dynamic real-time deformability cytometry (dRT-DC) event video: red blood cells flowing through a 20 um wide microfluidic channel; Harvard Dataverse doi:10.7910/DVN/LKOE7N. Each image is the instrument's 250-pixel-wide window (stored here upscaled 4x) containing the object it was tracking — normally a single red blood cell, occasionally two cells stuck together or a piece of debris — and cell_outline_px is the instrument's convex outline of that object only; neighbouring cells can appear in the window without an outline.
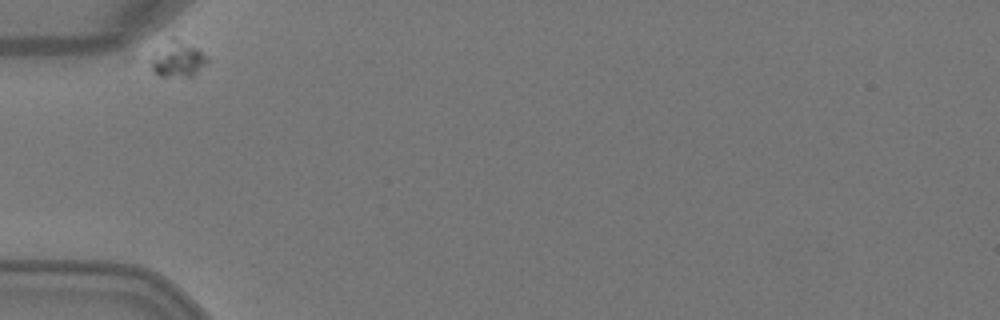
{"species": "Egyptian fruit bat (a non-hibernating species)", "species_latin": "Rousettus aegyptiacus", "temperature_condition": "warm", "stored_images_in_passage": 5, "camera_frame_rate_fps": 3000, "um_per_image_px": 0.085, "animal": {"sex": "female"}, "frame": {"image": 1, "passage_image": 1, "time_ms": 0.0, "image_size_px": [1000, 320], "cell_outline_px": [[208, 60], [192, 76], [160, 76], [152, 68], [152, 60], [172, 36], [196, 48], [208, 56]], "centroid_in_image_um": [15.16, 5.04], "position_along_channel_um": 69.8, "area_um2": 10.87}}
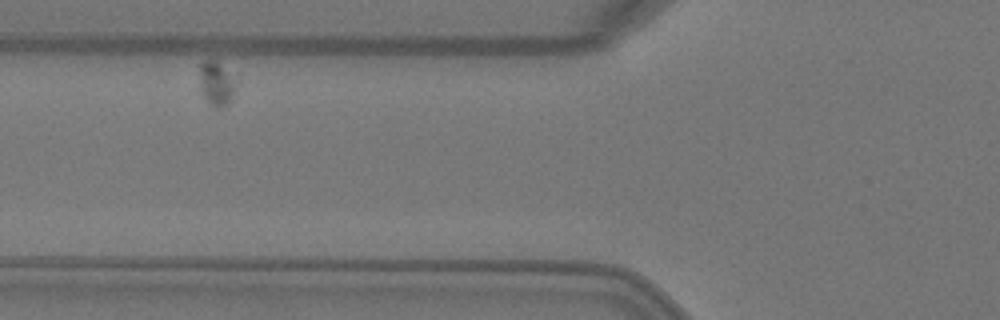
{"frame": {"image": 2, "passage_image": 2, "time_ms": 0.333, "image_size_px": [1000, 320], "cell_outline_px": [[240, 80], [236, 88], [228, 100], [224, 104], [216, 108], [204, 96], [200, 88], [200, 64], [204, 60], [216, 56], [240, 76]], "centroid_in_image_um": [18.49, 6.89], "position_along_channel_um": 107.3, "area_um2": 10.17}}
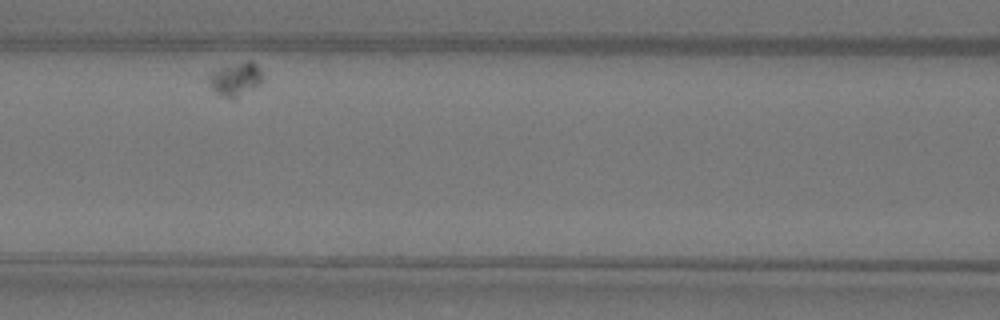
{"frame": {"image": 3, "passage_image": 3, "time_ms": 0.667, "image_size_px": [1000, 320], "cell_outline_px": [[264, 76], [260, 84], [236, 96], [224, 96], [216, 92], [208, 84], [208, 76], [212, 72], [220, 68], [248, 60], [252, 60], [256, 64]], "centroid_in_image_um": [20.03, 6.67], "position_along_channel_um": 146.6, "area_um2": 10.06}}